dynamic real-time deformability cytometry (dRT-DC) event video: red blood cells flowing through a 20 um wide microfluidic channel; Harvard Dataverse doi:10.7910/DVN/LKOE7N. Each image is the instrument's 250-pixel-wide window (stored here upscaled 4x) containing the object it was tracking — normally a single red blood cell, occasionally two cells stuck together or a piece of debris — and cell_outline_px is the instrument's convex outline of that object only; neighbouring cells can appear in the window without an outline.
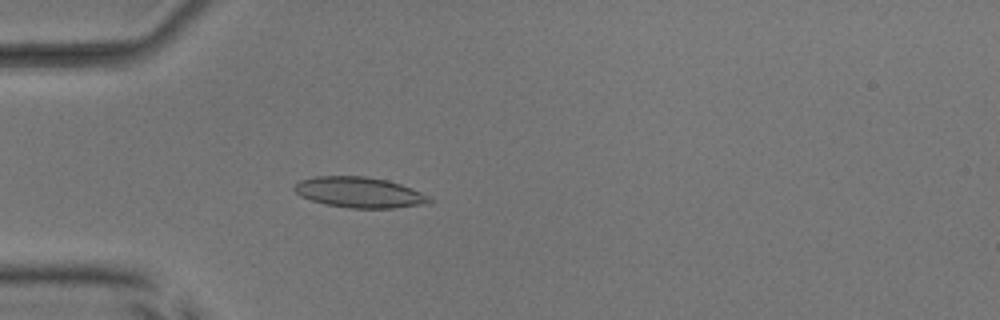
{"species": "common noctule bat (a hibernating species)", "species_latin": "Nyctalus noctula", "temperature_condition": "room temperature", "stored_images_in_passage": 46, "camera_frame_rate_fps": 3000, "um_per_image_px": 0.085, "animal": {"sex": "male", "body_mass_g": 17.9, "forearm_length_mm": 54.2}, "frame": {"image": 1, "passage_image": 15, "time_ms": 4.667, "image_size_px": [1000, 320], "cell_outline_px": [[432, 204], [392, 208], [348, 208], [324, 204], [300, 196], [292, 188], [300, 180], [316, 176], [368, 176], [388, 180], [412, 188], [432, 196]], "centroid_in_image_um": [30.61, 16.36], "position_along_channel_um": 54.4, "area_um2": 24.45}}
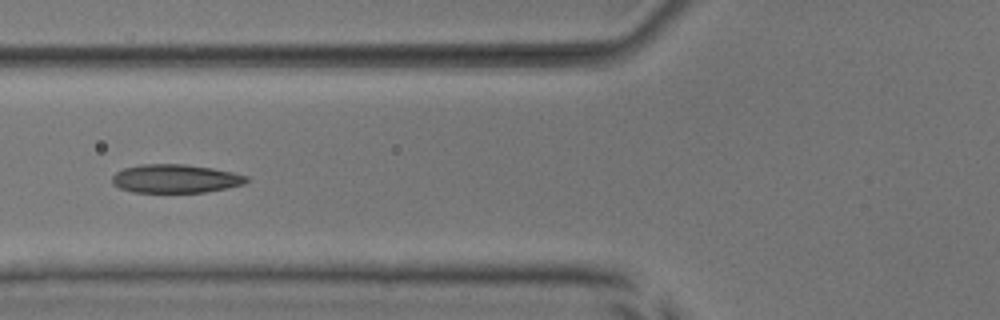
{"frame": {"image": 2, "passage_image": 20, "time_ms": 6.333, "image_size_px": [1000, 320], "cell_outline_px": [[252, 180], [244, 184], [204, 192], [132, 192], [120, 188], [112, 184], [112, 176], [116, 172], [124, 168], [140, 164], [184, 164], [212, 168], [232, 172], [248, 176]], "centroid_in_image_um": [14.91, 15.18], "position_along_channel_um": 110.9, "area_um2": 22.37}}
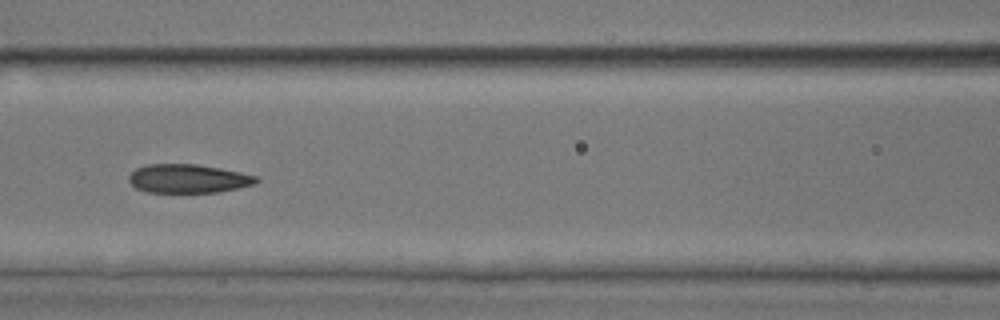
{"frame": {"image": 3, "passage_image": 23, "time_ms": 7.333, "image_size_px": [1000, 320], "cell_outline_px": [[260, 180], [256, 184], [240, 188], [220, 192], [148, 192], [136, 188], [128, 180], [128, 176], [136, 168], [144, 164], [196, 164], [220, 168], [240, 172], [256, 176]], "centroid_in_image_um": [16.01, 15.18], "position_along_channel_um": 150.6, "area_um2": 21.44}, "authors_computed_cell_mechanics": {"area_um2": 22.3686, "velocity_mm_per_s": 3.9741, "shape_relaxation_time_tau1_ms": 5.4951, "shape_relaxation_time_tau2_ms": 2.0781, "deformation_change_tau1": 0.1614, "deformation_change_tau2": 0.08}}